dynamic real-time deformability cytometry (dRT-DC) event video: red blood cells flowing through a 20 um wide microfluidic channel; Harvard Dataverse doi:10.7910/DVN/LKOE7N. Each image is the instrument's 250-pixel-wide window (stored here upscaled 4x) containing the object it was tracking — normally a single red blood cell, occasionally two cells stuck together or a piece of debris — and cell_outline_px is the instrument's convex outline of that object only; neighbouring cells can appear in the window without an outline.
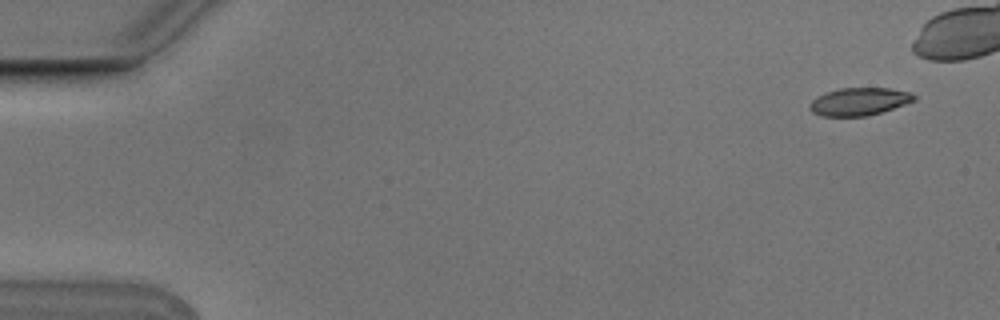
{"species": "Egyptian fruit bat (a non-hibernating species)", "species_latin": "Rousettus aegyptiacus", "temperature_condition": "cold", "stored_images_in_passage": 4, "camera_frame_rate_fps": 3000, "um_per_image_px": 0.085, "animal": {"sex": "male"}, "frame": {"image": 1, "passage_image": 1, "time_ms": 0.0, "image_size_px": [1000, 320], "cell_outline_px": [[916, 100], [880, 112], [864, 116], [820, 116], [812, 112], [808, 108], [808, 104], [816, 96], [824, 92], [840, 88], [892, 88], [912, 92], [916, 96]], "centroid_in_image_um": [72.99, 8.62], "position_along_channel_um": 12.0, "area_um2": 16.99}}